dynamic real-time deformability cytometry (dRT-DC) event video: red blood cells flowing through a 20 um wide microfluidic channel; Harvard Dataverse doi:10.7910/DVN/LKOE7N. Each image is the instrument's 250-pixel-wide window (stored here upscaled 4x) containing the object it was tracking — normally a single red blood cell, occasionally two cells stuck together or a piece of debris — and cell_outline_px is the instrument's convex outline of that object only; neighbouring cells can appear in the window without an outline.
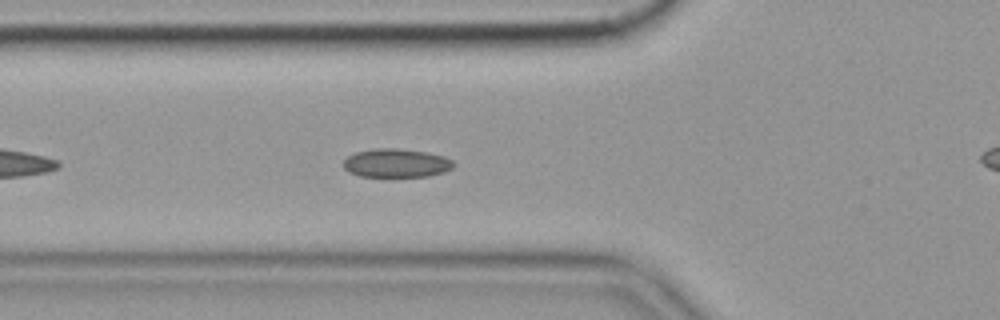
{"species": "common noctule bat (a hibernating species)", "species_latin": "Nyctalus noctula", "temperature_condition": "cold", "stored_images_in_passage": 44, "camera_frame_rate_fps": 3000, "um_per_image_px": 0.085, "animal": {"sex": "female", "body_mass_g": 19.9}, "frame": {"image": 1, "passage_image": 7, "time_ms": 2.0, "image_size_px": [1000, 320], "cell_outline_px": [[452, 168], [444, 172], [428, 176], [360, 176], [348, 172], [344, 168], [344, 160], [348, 156], [356, 152], [372, 148], [396, 148], [428, 152], [444, 156], [452, 160]], "centroid_in_image_um": [33.67, 13.85], "position_along_channel_um": 92.1, "area_um2": 18.32}, "authors_computed_cell_mechanics": {"area_um2": 18.3515, "velocity_mm_per_s": 3.5313, "shape_relaxation_time_tau1_ms": 3.7028, "shape_relaxation_time_tau2_ms": 3.116, "deformation_change_tau1": 0.0595, "deformation_change_tau2": 0.0663}}